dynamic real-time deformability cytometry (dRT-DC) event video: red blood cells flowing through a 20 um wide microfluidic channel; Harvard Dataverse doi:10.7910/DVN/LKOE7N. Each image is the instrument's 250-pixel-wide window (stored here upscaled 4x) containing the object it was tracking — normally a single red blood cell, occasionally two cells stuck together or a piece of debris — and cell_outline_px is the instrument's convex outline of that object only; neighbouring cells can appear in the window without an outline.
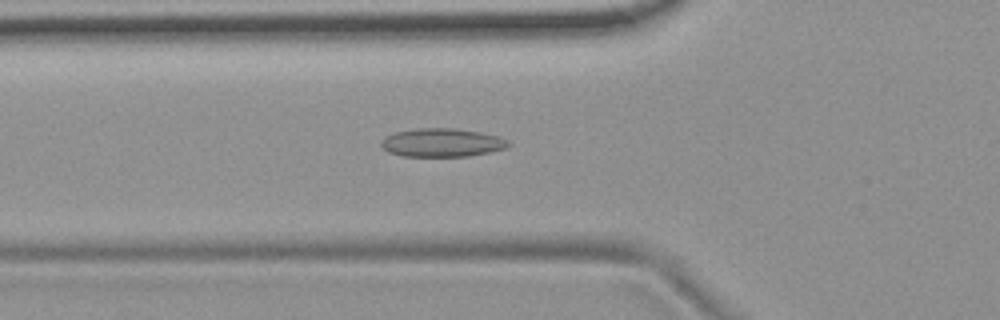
{"species": "common noctule bat (a hibernating species)", "species_latin": "Nyctalus noctula", "temperature_condition": "room temperature", "stored_images_in_passage": 54, "camera_frame_rate_fps": 3000, "um_per_image_px": 0.085, "animal": {"sex": "female", "body_mass_g": 19.9}, "frame": {"image": 1, "passage_image": 19, "time_ms": 6.0, "image_size_px": [1000, 320], "cell_outline_px": [[512, 144], [508, 148], [468, 156], [404, 156], [388, 152], [380, 144], [380, 140], [396, 132], [416, 128], [452, 128], [480, 132], [500, 136], [508, 140]], "centroid_in_image_um": [37.61, 12.12], "position_along_channel_um": 88.2, "area_um2": 21.1}}
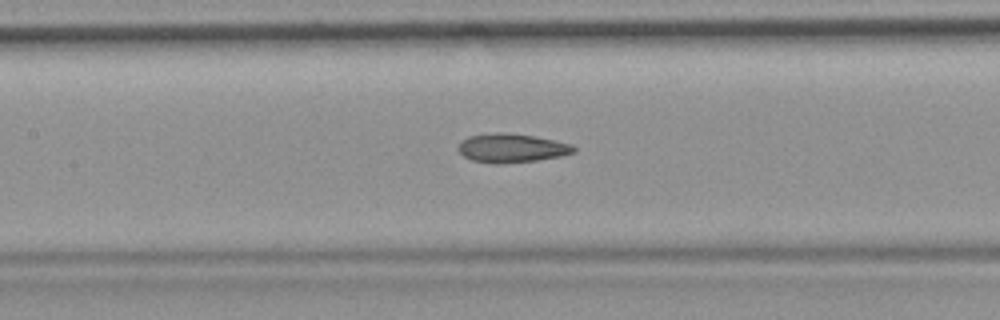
{"frame": {"image": 2, "passage_image": 25, "time_ms": 8.0, "image_size_px": [1000, 320], "cell_outline_px": [[576, 152], [560, 156], [536, 160], [500, 164], [492, 164], [472, 160], [464, 156], [456, 148], [468, 136], [496, 132], [500, 132], [536, 136], [572, 144], [576, 148]], "centroid_in_image_um": [43.5, 12.59], "position_along_channel_um": 163.9, "area_um2": 19.42}}
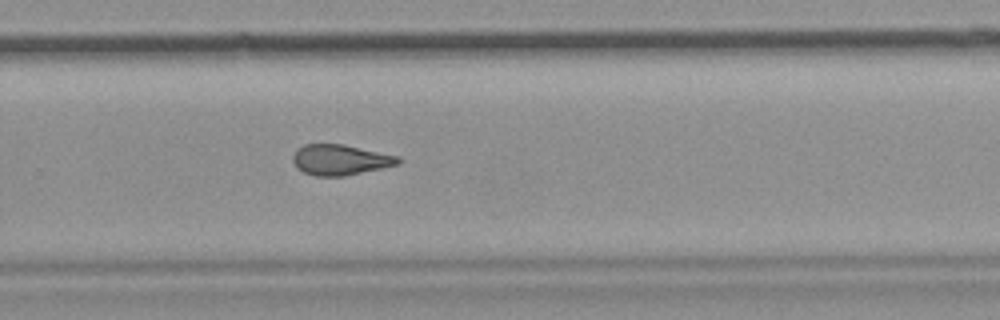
{"frame": {"image": 3, "passage_image": 36, "time_ms": 11.667, "image_size_px": [1000, 320], "cell_outline_px": [[404, 160], [400, 164], [344, 176], [316, 176], [304, 172], [296, 168], [292, 160], [292, 156], [296, 148], [304, 144], [344, 144], [400, 156]], "centroid_in_image_um": [28.93, 13.57], "position_along_channel_um": 300.9, "area_um2": 19.02}, "authors_computed_cell_mechanics": {"area_um2": 19.5653, "velocity_mm_per_s": 3.7487, "shape_relaxation_time_tau1_ms": null, "shape_relaxation_time_tau2_ms": 3.3374, "deformation_change_tau1": null, "deformation_change_tau2": 0.1145}}